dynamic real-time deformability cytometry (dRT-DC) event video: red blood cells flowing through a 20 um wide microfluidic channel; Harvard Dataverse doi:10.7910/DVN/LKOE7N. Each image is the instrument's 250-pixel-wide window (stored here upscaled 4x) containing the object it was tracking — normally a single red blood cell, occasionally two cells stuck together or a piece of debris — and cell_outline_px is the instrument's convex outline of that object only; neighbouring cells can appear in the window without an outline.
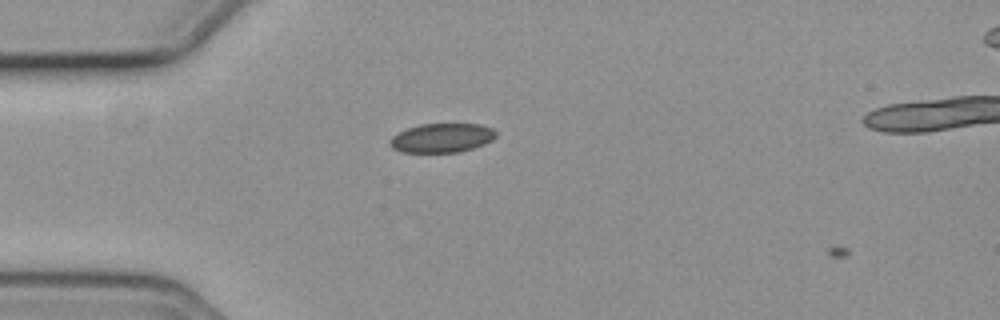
{"species": "common noctule bat (a hibernating species)", "species_latin": "Nyctalus noctula", "temperature_condition": "cold", "stored_images_in_passage": 7, "camera_frame_rate_fps": 3000, "um_per_image_px": 0.085, "animal": {"sex": "female", "body_mass_g": 19.3, "forearm_length_mm": 54.1}, "frame": {"image": 1, "passage_image": 5, "time_ms": 1.333, "image_size_px": [1000, 320], "cell_outline_px": [[496, 136], [492, 140], [484, 144], [460, 152], [400, 152], [392, 148], [388, 144], [388, 140], [392, 136], [408, 128], [420, 124], [480, 124], [492, 128], [496, 132]], "centroid_in_image_um": [37.53, 11.72], "position_along_channel_um": 47.5, "area_um2": 18.03}}